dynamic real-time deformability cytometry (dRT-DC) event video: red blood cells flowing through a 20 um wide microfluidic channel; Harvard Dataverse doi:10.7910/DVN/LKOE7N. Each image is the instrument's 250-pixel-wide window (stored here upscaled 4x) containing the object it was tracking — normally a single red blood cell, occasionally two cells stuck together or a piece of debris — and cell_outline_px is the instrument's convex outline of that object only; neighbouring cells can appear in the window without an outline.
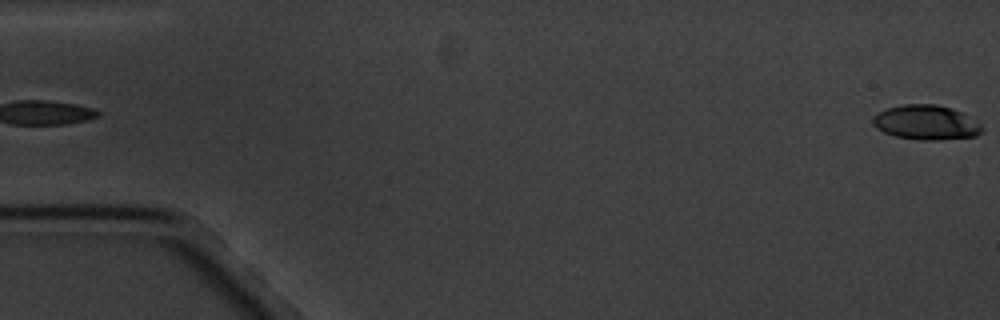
{"species": "common noctule bat (a hibernating species)", "species_latin": "Nyctalus noctula", "temperature_condition": "cold", "stored_images_in_passage": 3, "camera_frame_rate_fps": 3000, "um_per_image_px": 0.085, "animal": {"sex": "male", "body_mass_g": 20.1, "forearm_length_mm": 53.5}, "frame": {"image": 1, "passage_image": 3, "time_ms": 2.333, "image_size_px": [1000, 320], "cell_outline_px": [[984, 128], [976, 136], [940, 140], [920, 140], [896, 136], [884, 132], [876, 128], [872, 124], [872, 116], [888, 108], [904, 104], [936, 104], [964, 112], [980, 124]], "centroid_in_image_um": [78.73, 10.41], "position_along_channel_um": 6.3, "area_um2": 22.08}}